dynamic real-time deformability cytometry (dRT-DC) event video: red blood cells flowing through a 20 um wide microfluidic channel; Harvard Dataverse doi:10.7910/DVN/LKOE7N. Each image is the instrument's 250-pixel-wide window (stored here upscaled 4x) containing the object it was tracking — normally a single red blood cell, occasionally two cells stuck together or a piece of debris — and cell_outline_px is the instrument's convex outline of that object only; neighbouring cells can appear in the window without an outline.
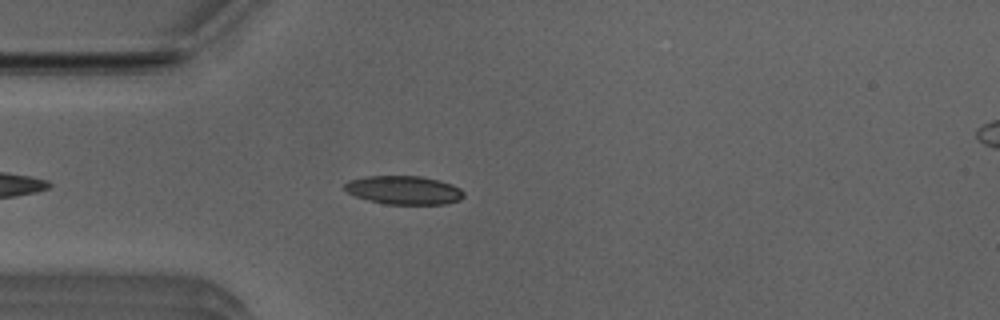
{"species": "Egyptian fruit bat (a non-hibernating species)", "species_latin": "Rousettus aegyptiacus", "temperature_condition": "room temperature", "stored_images_in_passage": 38, "camera_frame_rate_fps": 3000, "um_per_image_px": 0.085, "animal": {"sex": "male"}, "frame": {"image": 1, "passage_image": 6, "time_ms": 1.667, "image_size_px": [1000, 320], "cell_outline_px": [[464, 196], [460, 200], [444, 204], [384, 204], [368, 200], [356, 196], [348, 192], [344, 188], [344, 184], [348, 180], [364, 176], [420, 176], [440, 180], [452, 184], [460, 188], [464, 192]], "centroid_in_image_um": [34.33, 16.15], "position_along_channel_um": 50.7, "area_um2": 19.94}}
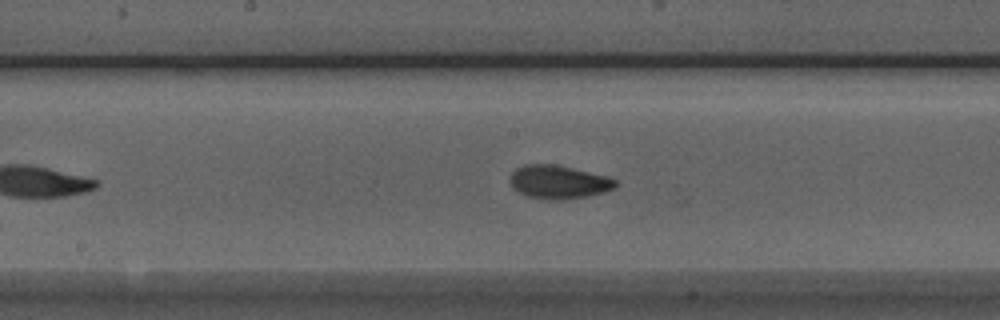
{"frame": {"image": 2, "passage_image": 18, "time_ms": 5.667, "image_size_px": [1000, 320], "cell_outline_px": [[616, 188], [604, 192], [564, 200], [540, 200], [524, 196], [512, 188], [508, 180], [512, 172], [516, 168], [524, 164], [556, 164], [608, 176], [616, 180]], "centroid_in_image_um": [47.42, 15.48], "position_along_channel_um": 200.8, "area_um2": 20.98}}
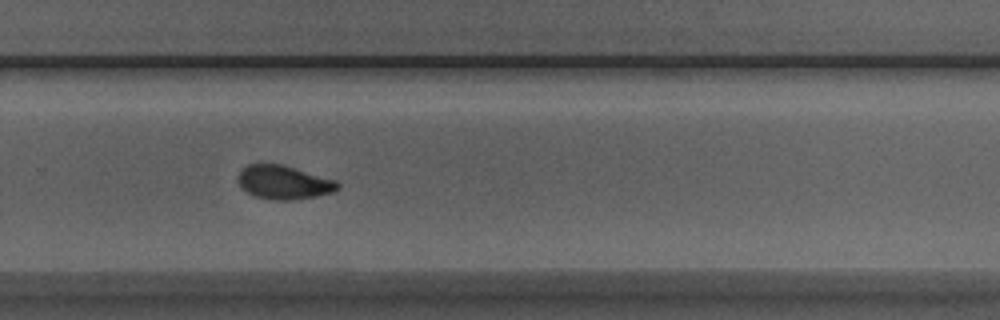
{"frame": {"image": 3, "passage_image": 26, "time_ms": 8.333, "image_size_px": [1000, 320], "cell_outline_px": [[340, 188], [336, 192], [316, 196], [292, 200], [272, 200], [252, 196], [240, 184], [240, 172], [248, 164], [280, 164], [336, 180], [340, 184]], "centroid_in_image_um": [24.18, 15.52], "position_along_channel_um": 305.6, "area_um2": 19.36}, "authors_computed_cell_mechanics": {"area_um2": 19.2474, "velocity_mm_per_s": 3.9424, "shape_relaxation_time_tau1_ms": 4.2271, "shape_relaxation_time_tau2_ms": 2.1796, "deformation_change_tau1": 0.1359, "deformation_change_tau2": 0.0689}}